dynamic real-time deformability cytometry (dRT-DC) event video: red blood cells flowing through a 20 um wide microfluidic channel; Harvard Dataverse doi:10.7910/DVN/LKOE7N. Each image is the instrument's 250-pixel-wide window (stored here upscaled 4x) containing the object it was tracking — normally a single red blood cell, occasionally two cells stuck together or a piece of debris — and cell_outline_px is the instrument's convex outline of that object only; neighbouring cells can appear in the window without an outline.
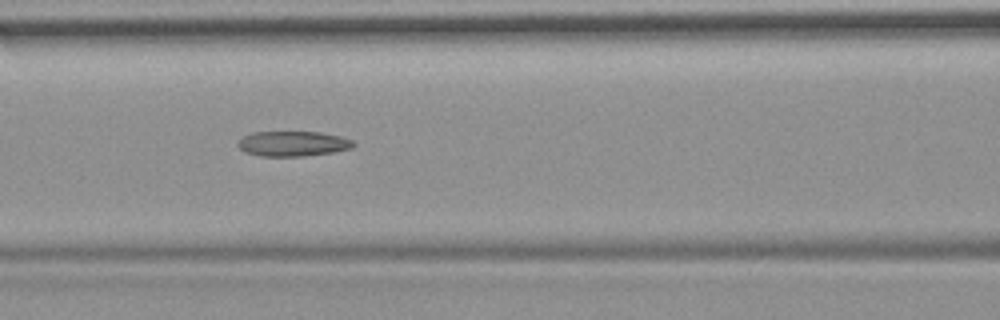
{"species": "common noctule bat (a hibernating species)", "species_latin": "Nyctalus noctula", "temperature_condition": "room temperature", "stored_images_in_passage": 55, "camera_frame_rate_fps": 3000, "um_per_image_px": 0.085, "animal": {"sex": "female", "body_mass_g": 19.9}, "frame": {"image": 1, "passage_image": 24, "time_ms": 7.667, "image_size_px": [1000, 320], "cell_outline_px": [[356, 144], [352, 148], [332, 152], [304, 156], [260, 156], [244, 152], [236, 144], [244, 136], [252, 132], [320, 132], [340, 136], [352, 140]], "centroid_in_image_um": [24.89, 12.21], "position_along_channel_um": 141.7, "area_um2": 16.88}, "authors_computed_cell_mechanics": {"area_um2": 17.918, "velocity_mm_per_s": 3.7141, "shape_relaxation_time_tau1_ms": null, "shape_relaxation_time_tau2_ms": 6.6087, "deformation_change_tau1": null, "deformation_change_tau2": 0.1675}}